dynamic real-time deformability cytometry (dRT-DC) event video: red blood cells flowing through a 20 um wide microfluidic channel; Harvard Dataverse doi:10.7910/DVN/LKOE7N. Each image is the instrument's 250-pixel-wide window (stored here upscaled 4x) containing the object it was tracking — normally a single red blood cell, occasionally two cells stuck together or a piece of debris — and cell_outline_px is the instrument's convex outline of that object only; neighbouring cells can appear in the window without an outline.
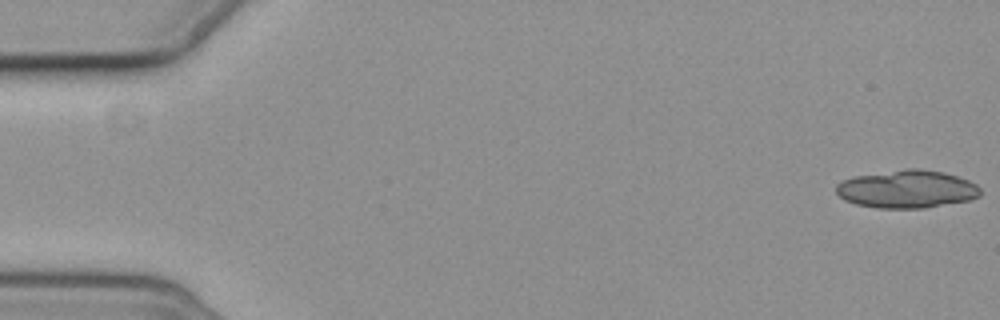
{"species": "common noctule bat (a hibernating species)", "species_latin": "Nyctalus noctula", "temperature_condition": "cold", "stored_images_in_passage": 6, "segment_of_instrument_passage": [2, 2], "camera_frame_rate_fps": 3000, "um_per_image_px": 0.085, "animal": {"sex": "female", "body_mass_g": 19.3, "forearm_length_mm": 54.1}, "frame": {"image": 1, "passage_image": 6, "time_ms": 7.333, "image_size_px": [1000, 320], "cell_outline_px": [[980, 196], [968, 200], [924, 208], [876, 208], [856, 204], [844, 200], [836, 192], [836, 184], [840, 180], [852, 176], [904, 168], [920, 168], [944, 172], [968, 180], [976, 184], [980, 188]], "centroid_in_image_um": [77.05, 16.06], "position_along_channel_um": 8.0, "area_um2": 32.14}}